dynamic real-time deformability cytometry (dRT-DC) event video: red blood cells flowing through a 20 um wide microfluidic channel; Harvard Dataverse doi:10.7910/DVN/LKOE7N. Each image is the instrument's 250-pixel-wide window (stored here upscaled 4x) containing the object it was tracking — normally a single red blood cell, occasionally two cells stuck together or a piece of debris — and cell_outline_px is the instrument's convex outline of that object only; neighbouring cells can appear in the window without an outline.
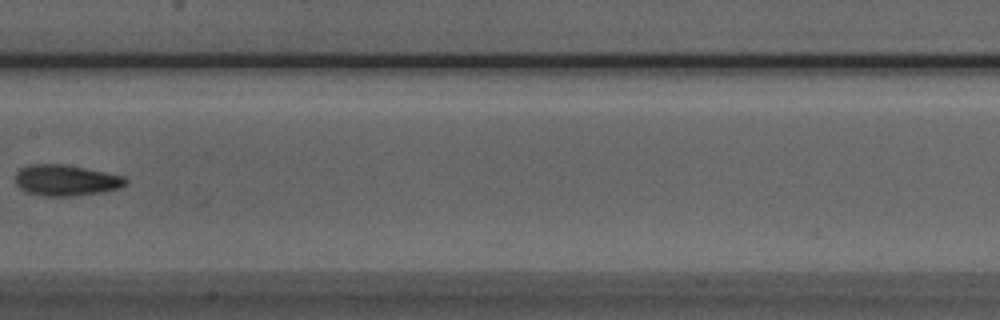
{"species": "Egyptian fruit bat (a non-hibernating species)", "species_latin": "Rousettus aegyptiacus", "temperature_condition": "room temperature", "stored_images_in_passage": 7, "camera_frame_rate_fps": 3000, "um_per_image_px": 0.085, "animal": {"sex": "male"}, "frame": {"image": 1, "passage_image": 7, "time_ms": 2.0, "image_size_px": [1000, 320], "cell_outline_px": [[128, 184], [120, 188], [100, 192], [72, 196], [40, 196], [24, 192], [16, 184], [16, 172], [20, 168], [28, 164], [64, 164], [124, 176], [128, 180]], "centroid_in_image_um": [5.58, 15.33], "position_along_channel_um": 201.8, "area_um2": 20.06}}